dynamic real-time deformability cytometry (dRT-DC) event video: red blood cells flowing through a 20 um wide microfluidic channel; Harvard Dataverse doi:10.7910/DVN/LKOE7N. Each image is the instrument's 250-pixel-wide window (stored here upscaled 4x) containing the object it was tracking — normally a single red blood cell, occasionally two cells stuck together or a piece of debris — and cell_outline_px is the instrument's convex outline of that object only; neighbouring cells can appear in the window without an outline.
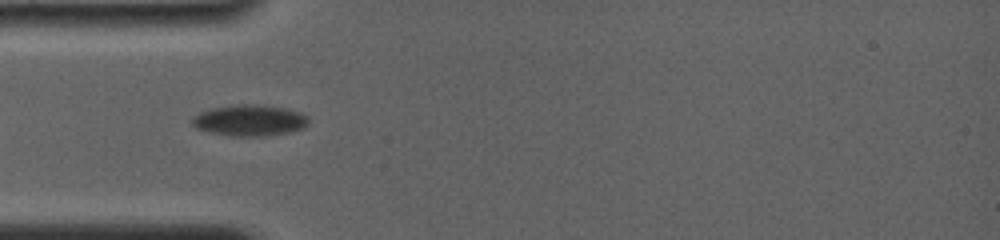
{"species": "common noctule bat (a hibernating species)", "species_latin": "Nyctalus noctula", "temperature_condition": "room temperature", "stored_images_in_passage": 9, "camera_frame_rate_fps": 4000, "um_per_image_px": 0.085, "animal": {"sex": "female", "body_mass_g": 19.0, "forearm_length_mm": 56.7}, "frame": {"image": 1, "passage_image": 2, "time_ms": 1.0, "image_size_px": [1000, 240], "cell_outline_px": [[308, 124], [304, 128], [288, 132], [260, 136], [232, 136], [208, 132], [196, 128], [192, 124], [192, 116], [200, 112], [212, 108], [236, 104], [256, 104], [288, 108], [300, 112], [308, 120]], "centroid_in_image_um": [21.19, 10.22], "position_along_channel_um": 63.8, "area_um2": 21.15}}
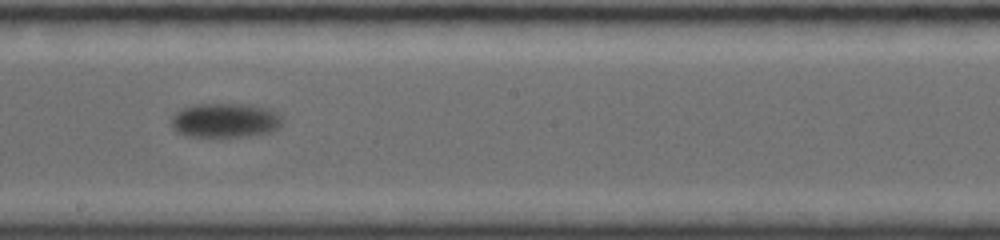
{"frame": {"image": 2, "passage_image": 6, "time_ms": 5.75, "image_size_px": [1000, 240], "cell_outline_px": [[280, 124], [276, 128], [268, 132], [248, 136], [188, 136], [176, 132], [172, 128], [172, 116], [180, 108], [192, 104], [252, 104], [268, 108], [276, 112], [280, 116]], "centroid_in_image_um": [19.08, 10.21], "position_along_channel_um": 229.1, "area_um2": 22.2}}
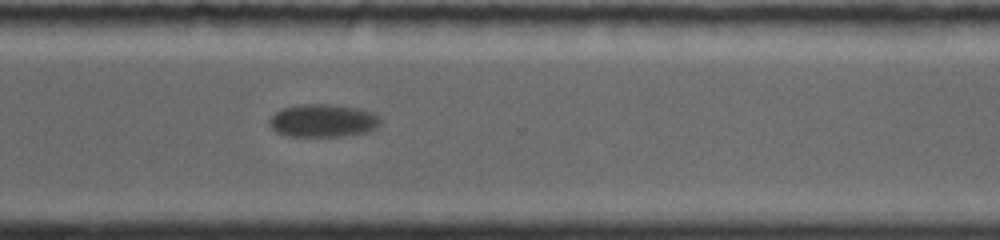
{"frame": {"image": 3, "passage_image": 9, "time_ms": 9.0, "image_size_px": [1000, 240], "cell_outline_px": [[380, 124], [376, 128], [368, 132], [344, 136], [288, 136], [276, 132], [268, 124], [268, 120], [276, 112], [284, 108], [296, 104], [324, 104], [356, 108], [376, 112], [380, 120]], "centroid_in_image_um": [27.46, 10.26], "position_along_channel_um": 343.1, "area_um2": 21.39}}